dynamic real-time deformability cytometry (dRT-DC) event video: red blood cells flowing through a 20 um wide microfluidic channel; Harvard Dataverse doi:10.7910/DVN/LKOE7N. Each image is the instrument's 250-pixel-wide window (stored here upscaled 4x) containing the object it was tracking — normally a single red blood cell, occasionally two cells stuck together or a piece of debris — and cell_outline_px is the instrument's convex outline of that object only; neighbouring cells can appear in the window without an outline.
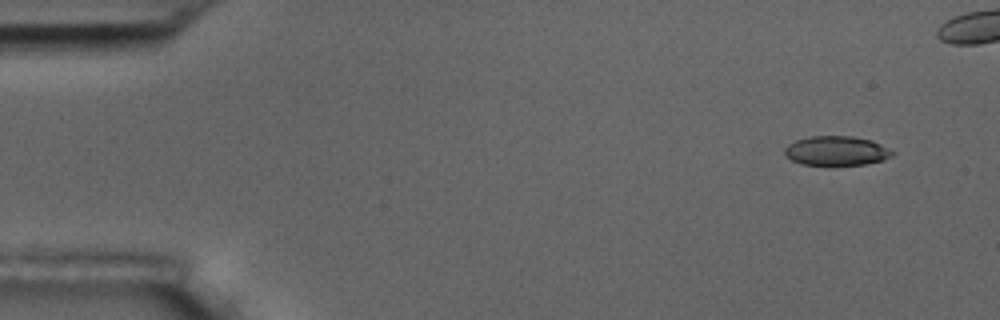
{"species": "common noctule bat (a hibernating species)", "species_latin": "Nyctalus noctula", "temperature_condition": "room temperature", "stored_images_in_passage": 5, "camera_frame_rate_fps": 3000, "um_per_image_px": 0.085, "animal": {"sex": "male", "body_mass_g": 17.5, "forearm_length_mm": 52.3}, "frame": {"image": 1, "passage_image": 1, "time_ms": 0.0, "image_size_px": [1000, 320], "cell_outline_px": [[896, 152], [892, 156], [884, 160], [864, 164], [800, 164], [784, 156], [784, 148], [788, 144], [796, 140], [812, 136], [852, 136], [872, 140]], "centroid_in_image_um": [71.09, 12.81], "position_along_channel_um": 13.9, "area_um2": 18.38}}